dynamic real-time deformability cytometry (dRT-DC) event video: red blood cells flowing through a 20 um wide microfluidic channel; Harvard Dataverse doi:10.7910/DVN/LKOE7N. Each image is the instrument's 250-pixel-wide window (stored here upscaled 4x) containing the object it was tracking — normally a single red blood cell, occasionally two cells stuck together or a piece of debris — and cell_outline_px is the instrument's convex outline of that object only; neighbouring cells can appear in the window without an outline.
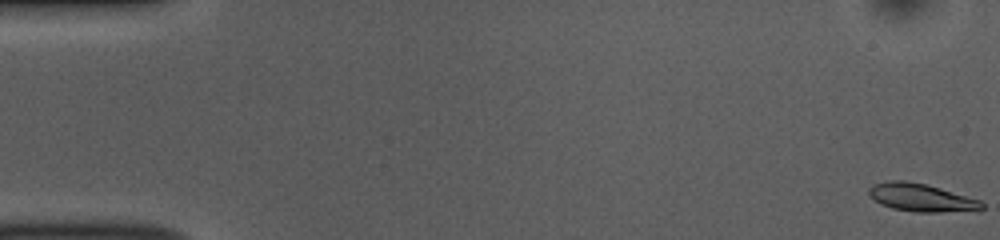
{"species": "common noctule bat (a hibernating species)", "species_latin": "Nyctalus noctula", "temperature_condition": "room temperature", "stored_images_in_passage": 54, "camera_frame_rate_fps": 3000, "um_per_image_px": 0.085, "animal": {"sex": "female", "body_mass_g": 10.0, "forearm_length_mm": 53.1}, "frame": {"image": 1, "passage_image": 1, "time_ms": 0.0, "image_size_px": [1000, 240], "cell_outline_px": [[984, 208], [940, 212], [916, 212], [892, 208], [880, 204], [868, 192], [868, 188], [872, 184], [888, 180], [904, 180], [928, 184], [980, 200], [984, 204]], "centroid_in_image_um": [78.25, 16.77], "position_along_channel_um": 6.7, "area_um2": 18.21}}
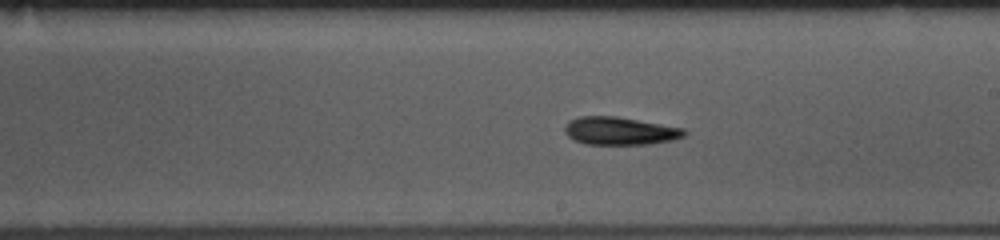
{"frame": {"image": 2, "passage_image": 31, "time_ms": 10.0, "image_size_px": [1000, 240], "cell_outline_px": [[688, 132], [684, 136], [672, 140], [648, 144], [584, 144], [572, 140], [564, 132], [564, 128], [568, 120], [580, 116], [616, 116], [684, 128]], "centroid_in_image_um": [52.66, 11.13], "position_along_channel_um": 236.3, "area_um2": 19.54}}
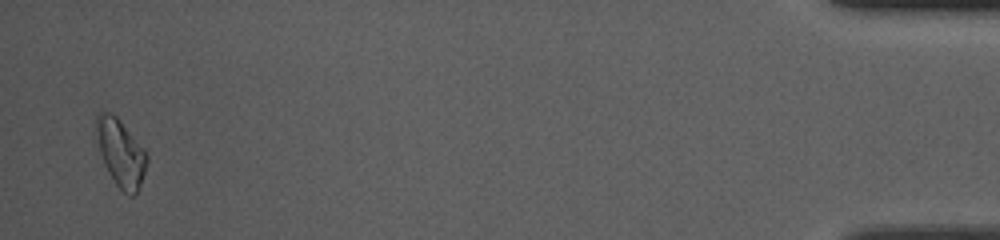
{"frame": {"image": 3, "passage_image": 53, "time_ms": 17.333, "image_size_px": [1000, 240], "cell_outline_px": [[148, 160], [140, 188], [132, 196], [128, 196], [116, 184], [108, 172], [100, 152], [96, 128], [96, 116], [100, 112], [108, 112], [116, 116], [144, 148], [148, 156]], "centroid_in_image_um": [10.29, 13.01], "position_along_channel_um": 424.9, "area_um2": 19.54}, "authors_computed_cell_mechanics": {"area_um2": 18.5827, "velocity_mm_per_s": 3.7209, "shape_relaxation_time_tau1_ms": 3.8413, "shape_relaxation_time_tau2_ms": null, "deformation_change_tau1": 0.1299, "deformation_change_tau2": null}}